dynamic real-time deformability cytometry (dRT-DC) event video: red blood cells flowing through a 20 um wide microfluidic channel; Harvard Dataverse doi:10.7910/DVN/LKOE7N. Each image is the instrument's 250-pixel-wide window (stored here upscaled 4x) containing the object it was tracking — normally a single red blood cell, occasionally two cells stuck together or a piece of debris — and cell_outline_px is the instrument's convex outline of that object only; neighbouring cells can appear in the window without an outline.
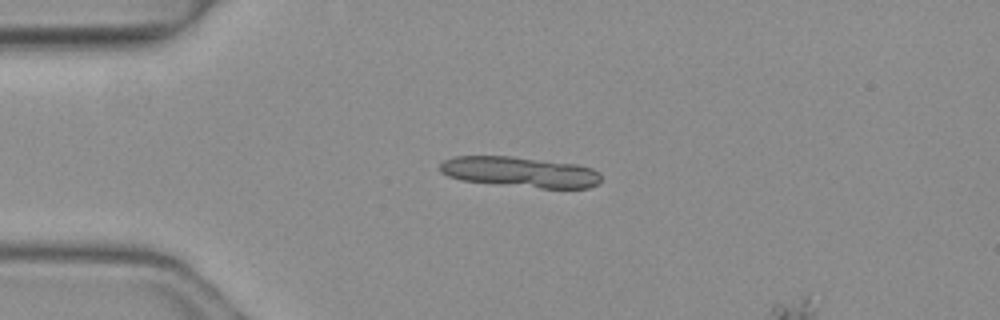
{"species": "common noctule bat (a hibernating species)", "species_latin": "Nyctalus noctula", "temperature_condition": "warm", "stored_images_in_passage": 4, "camera_frame_rate_fps": 3000, "um_per_image_px": 0.085, "animal": {"sex": "female", "body_mass_g": 19.3, "forearm_length_mm": 54.1}, "frame": {"image": 1, "passage_image": 1, "time_ms": 0.0, "image_size_px": [1000, 320], "cell_outline_px": [[600, 180], [596, 184], [588, 188], [540, 188], [460, 180], [448, 176], [440, 172], [440, 164], [444, 160], [452, 156], [512, 156], [576, 164], [592, 168], [600, 172]], "centroid_in_image_um": [44.19, 14.61], "position_along_channel_um": 40.8, "area_um2": 28.61}}